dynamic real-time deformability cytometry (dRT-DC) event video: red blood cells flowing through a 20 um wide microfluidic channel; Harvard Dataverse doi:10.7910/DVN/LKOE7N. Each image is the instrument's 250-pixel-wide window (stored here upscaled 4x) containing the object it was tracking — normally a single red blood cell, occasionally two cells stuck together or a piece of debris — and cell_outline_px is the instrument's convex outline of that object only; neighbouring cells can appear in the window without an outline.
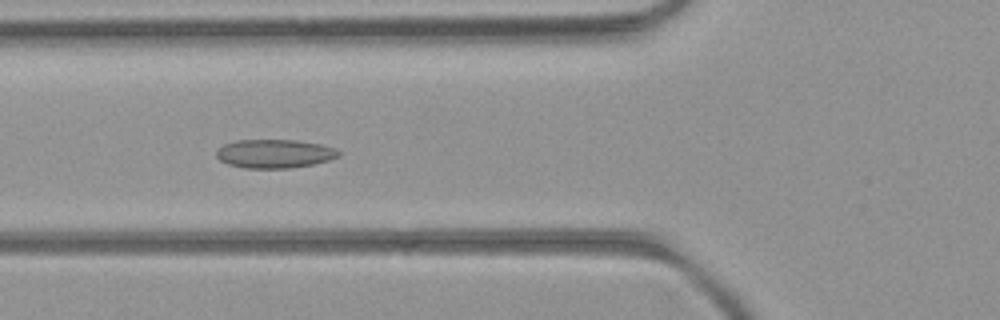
{"species": "common noctule bat (a hibernating species)", "species_latin": "Nyctalus noctula", "temperature_condition": "room temperature", "stored_images_in_passage": 51, "camera_frame_rate_fps": 3000, "um_per_image_px": 0.085, "animal": {"sex": "female", "body_mass_g": 21.9}, "frame": {"image": 1, "passage_image": 19, "time_ms": 6.0, "image_size_px": [1000, 320], "cell_outline_px": [[340, 156], [328, 160], [312, 164], [292, 168], [244, 168], [228, 164], [220, 160], [216, 156], [216, 148], [224, 144], [236, 140], [296, 140], [320, 144], [336, 148], [340, 152]], "centroid_in_image_um": [23.32, 13.06], "position_along_channel_um": 102.5, "area_um2": 20.52}}
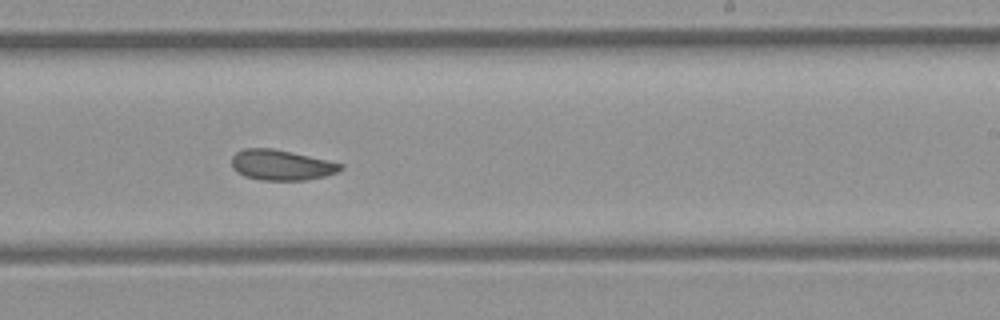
{"frame": {"image": 2, "passage_image": 31, "time_ms": 10.0, "image_size_px": [1000, 320], "cell_outline_px": [[344, 168], [336, 172], [324, 176], [304, 180], [260, 180], [244, 176], [236, 172], [232, 168], [232, 156], [236, 152], [244, 148], [272, 148], [292, 152], [328, 160], [344, 164]], "centroid_in_image_um": [23.89, 14.02], "position_along_channel_um": 265.1, "area_um2": 19.36}}
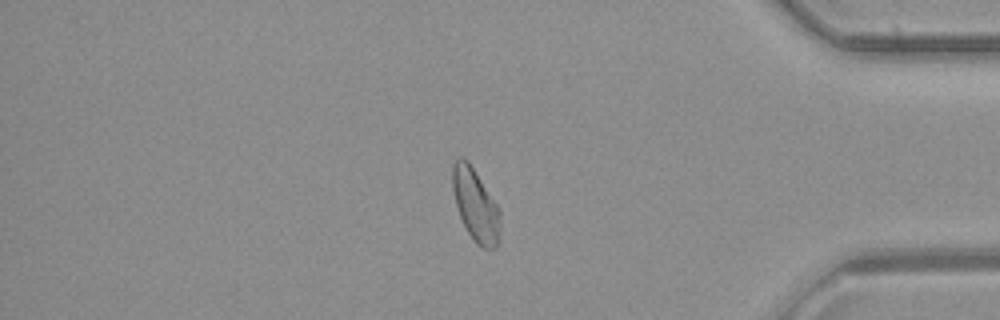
{"frame": {"image": 3, "passage_image": 43, "time_ms": 14.0, "image_size_px": [1000, 320], "cell_outline_px": [[500, 240], [496, 248], [484, 248], [476, 244], [472, 240], [460, 216], [456, 204], [452, 188], [452, 164], [460, 156], [464, 156], [468, 160], [496, 204], [500, 212]], "centroid_in_image_um": [40.42, 17.43], "position_along_channel_um": 394.8, "area_um2": 20.11}, "authors_computed_cell_mechanics": {"area_um2": 20.2878, "velocity_mm_per_s": 4.0645, "shape_relaxation_time_tau1_ms": null, "shape_relaxation_time_tau2_ms": 3.2801, "deformation_change_tau1": null, "deformation_change_tau2": 0.0906}}